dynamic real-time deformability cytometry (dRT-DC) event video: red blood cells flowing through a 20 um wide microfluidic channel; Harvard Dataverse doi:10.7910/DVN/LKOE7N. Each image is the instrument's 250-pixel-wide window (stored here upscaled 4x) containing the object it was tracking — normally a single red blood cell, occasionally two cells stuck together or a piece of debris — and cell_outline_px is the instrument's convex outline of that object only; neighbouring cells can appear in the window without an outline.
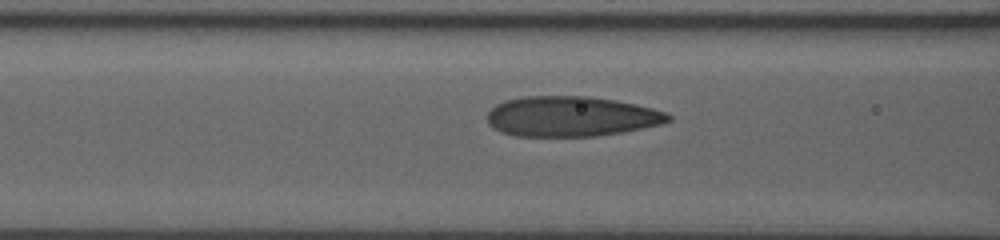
{"species": "human", "species_latin": "Homo sapiens", "temperature_condition": "room temperature", "stored_images_in_passage": 36, "camera_frame_rate_fps": 3000, "um_per_image_px": 0.085, "donor": {"sex": "male"}, "frame": {"image": 1, "passage_image": 11, "time_ms": 3.333, "image_size_px": [1000, 240], "cell_outline_px": [[672, 120], [660, 124], [620, 132], [596, 136], [516, 136], [500, 132], [488, 124], [488, 112], [496, 104], [504, 100], [524, 96], [588, 96], [636, 104], [668, 112], [672, 116]], "centroid_in_image_um": [48.53, 9.89], "position_along_channel_um": 118.1, "area_um2": 42.37}}
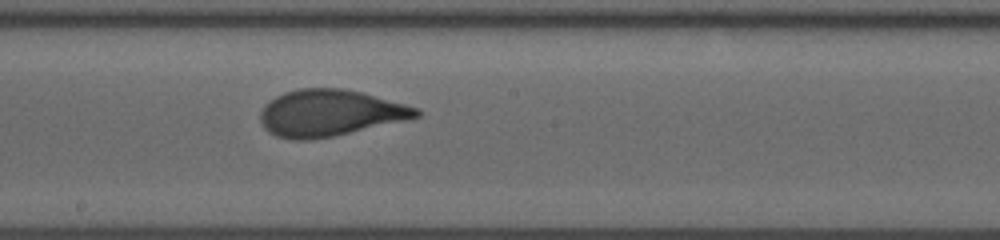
{"frame": {"image": 2, "passage_image": 19, "time_ms": 6.0, "image_size_px": [1000, 240], "cell_outline_px": [[420, 116], [404, 120], [332, 136], [304, 140], [292, 140], [276, 136], [268, 132], [264, 128], [260, 120], [260, 112], [264, 104], [276, 96], [284, 92], [300, 88], [340, 88], [360, 92], [420, 108]], "centroid_in_image_um": [27.98, 9.6], "position_along_channel_um": 220.2, "area_um2": 41.91}}
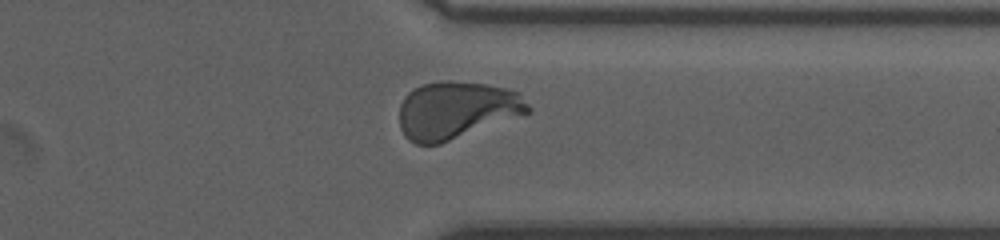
{"frame": {"image": 3, "passage_image": 31, "time_ms": 10.0, "image_size_px": [1000, 240], "cell_outline_px": [[532, 112], [440, 144], [416, 144], [408, 140], [404, 136], [400, 128], [400, 104], [404, 96], [412, 88], [424, 84], [440, 80], [448, 80], [488, 84], [508, 88], [520, 92], [532, 108]], "centroid_in_image_um": [38.82, 9.35], "position_along_channel_um": 372.6, "area_um2": 43.7}}